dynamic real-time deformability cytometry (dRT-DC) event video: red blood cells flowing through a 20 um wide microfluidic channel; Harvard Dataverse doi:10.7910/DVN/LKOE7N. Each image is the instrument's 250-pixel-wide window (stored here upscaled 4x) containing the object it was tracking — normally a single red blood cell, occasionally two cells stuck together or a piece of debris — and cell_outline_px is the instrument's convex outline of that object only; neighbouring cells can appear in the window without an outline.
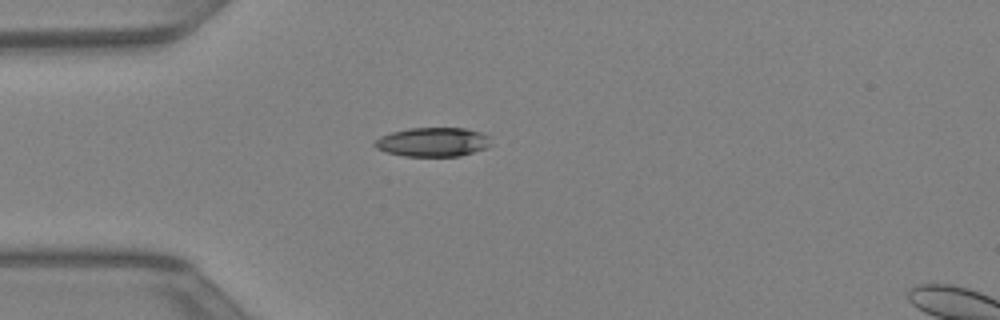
{"species": "Egyptian fruit bat (a non-hibernating species)", "species_latin": "Rousettus aegyptiacus", "temperature_condition": "warm", "stored_images_in_passage": 32, "camera_frame_rate_fps": 3000, "um_per_image_px": 0.085, "animal": {"sex": "female"}, "frame": {"image": 1, "passage_image": 1, "time_ms": 0.0, "image_size_px": [1000, 320], "cell_outline_px": [[492, 144], [488, 148], [460, 156], [404, 156], [388, 152], [376, 148], [372, 144], [380, 136], [392, 132], [408, 128], [464, 128], [480, 132], [488, 136]], "centroid_in_image_um": [36.81, 12.07], "position_along_channel_um": 48.2, "area_um2": 19.77}}
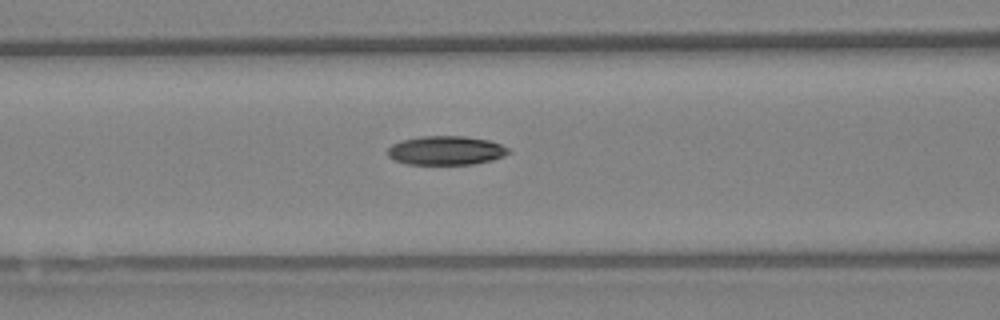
{"frame": {"image": 2, "passage_image": 7, "time_ms": 2.0, "image_size_px": [1000, 320], "cell_outline_px": [[512, 152], [504, 156], [492, 160], [472, 164], [408, 164], [396, 160], [388, 156], [388, 148], [392, 144], [400, 140], [420, 136], [464, 136], [488, 140], [500, 144], [508, 148]], "centroid_in_image_um": [37.91, 12.78], "position_along_channel_um": 128.7, "area_um2": 20.4}}
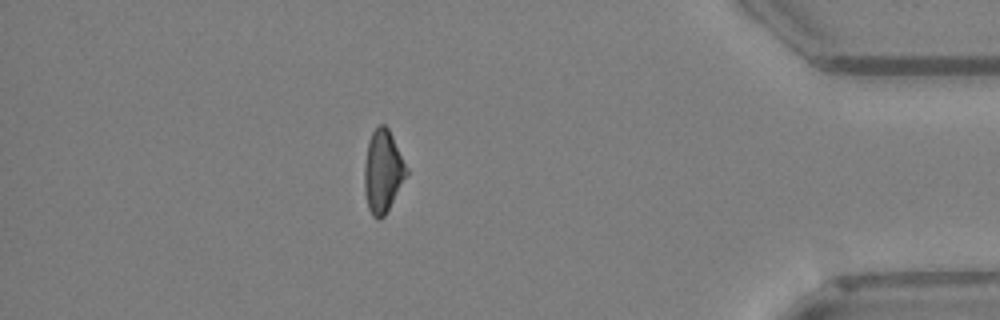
{"frame": {"image": 3, "passage_image": 27, "time_ms": 8.667, "image_size_px": [1000, 320], "cell_outline_px": [[408, 172], [384, 216], [380, 220], [376, 220], [372, 216], [368, 208], [364, 192], [364, 168], [368, 140], [372, 132], [380, 124], [384, 124], [388, 128], [408, 168]], "centroid_in_image_um": [32.52, 14.58], "position_along_channel_um": 402.7, "area_um2": 20.11}}